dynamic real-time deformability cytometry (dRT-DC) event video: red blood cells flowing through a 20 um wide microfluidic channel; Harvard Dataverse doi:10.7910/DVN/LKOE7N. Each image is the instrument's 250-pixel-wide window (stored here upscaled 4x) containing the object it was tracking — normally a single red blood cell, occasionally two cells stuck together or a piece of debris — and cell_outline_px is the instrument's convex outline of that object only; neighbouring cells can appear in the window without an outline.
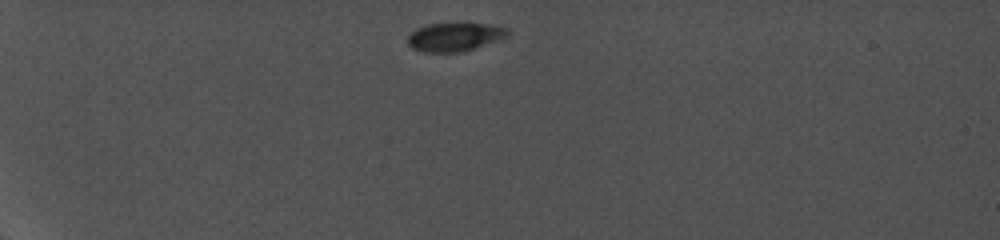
{"species": "common noctule bat (a hibernating species)", "species_latin": "Nyctalus noctula", "temperature_condition": "cold", "stored_images_in_passage": 31, "camera_frame_rate_fps": 5000, "um_per_image_px": 0.085, "animal": {"sex": "female", "body_mass_g": 19.0, "forearm_length_mm": 56.7}, "frame": {"image": 1, "passage_image": 1, "time_ms": 0.0, "image_size_px": [1000, 240], "cell_outline_px": [[508, 36], [500, 40], [464, 52], [424, 52], [412, 48], [408, 44], [408, 36], [416, 28], [424, 24], [456, 20], [464, 20], [492, 24], [508, 28]], "centroid_in_image_um": [38.68, 3.07], "position_along_channel_um": 46.3, "area_um2": 17.8}}
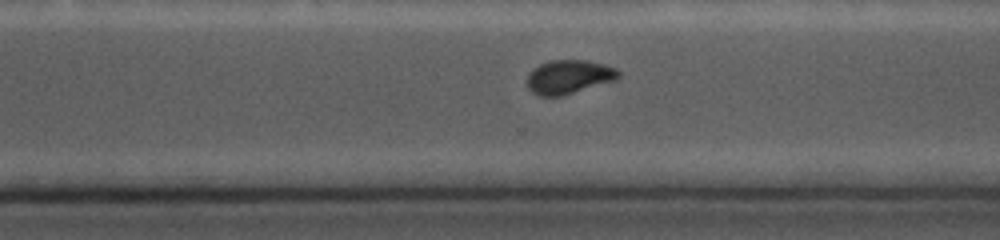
{"frame": {"image": 2, "passage_image": 24, "time_ms": 9.0, "image_size_px": [1000, 240], "cell_outline_px": [[620, 76], [616, 80], [560, 96], [540, 96], [532, 92], [528, 88], [528, 72], [532, 68], [540, 64], [552, 60], [588, 60], [604, 64], [616, 68], [620, 72]], "centroid_in_image_um": [48.35, 6.52], "position_along_channel_um": 322.2, "area_um2": 18.03}}
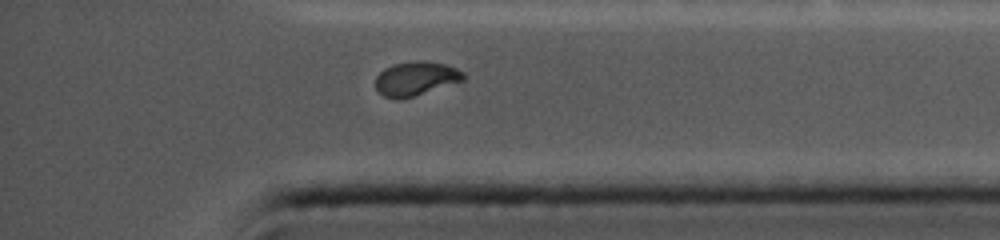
{"frame": {"image": 3, "passage_image": 29, "time_ms": 11.0, "image_size_px": [1000, 240], "cell_outline_px": [[464, 80], [400, 100], [396, 100], [384, 96], [376, 88], [376, 76], [384, 68], [392, 64], [416, 60], [420, 60], [444, 64], [456, 68], [464, 72]], "centroid_in_image_um": [35.31, 6.67], "position_along_channel_um": 399.9, "area_um2": 17.34}}